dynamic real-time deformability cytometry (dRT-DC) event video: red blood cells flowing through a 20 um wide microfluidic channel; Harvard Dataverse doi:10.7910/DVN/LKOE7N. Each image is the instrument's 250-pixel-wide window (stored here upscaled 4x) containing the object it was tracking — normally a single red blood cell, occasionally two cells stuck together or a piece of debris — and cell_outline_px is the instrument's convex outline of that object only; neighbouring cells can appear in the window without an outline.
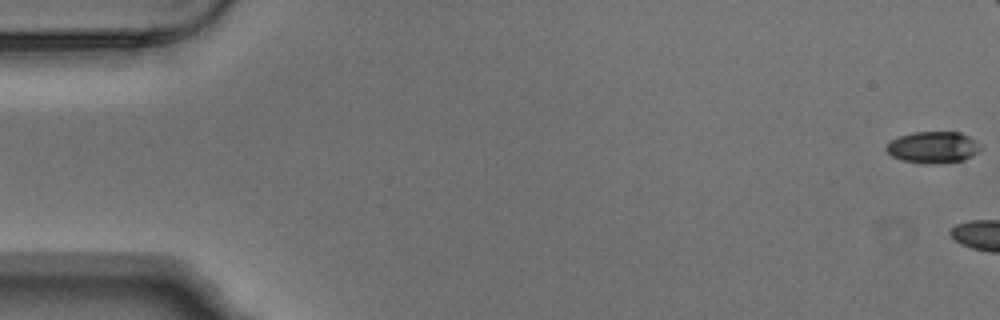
{"species": "Egyptian fruit bat (a non-hibernating species)", "species_latin": "Rousettus aegyptiacus", "temperature_condition": "warm", "stored_images_in_passage": 7, "camera_frame_rate_fps": 3000, "um_per_image_px": 0.085, "animal": {"sex": "male"}, "frame": {"image": 1, "passage_image": 1, "time_ms": 0.0, "image_size_px": [1000, 320], "cell_outline_px": [[984, 148], [972, 156], [964, 160], [936, 164], [924, 164], [900, 160], [892, 156], [884, 148], [892, 140], [900, 136], [912, 132], [960, 132], [976, 140]], "centroid_in_image_um": [79.34, 12.53], "position_along_channel_um": 5.7, "area_um2": 17.57}}
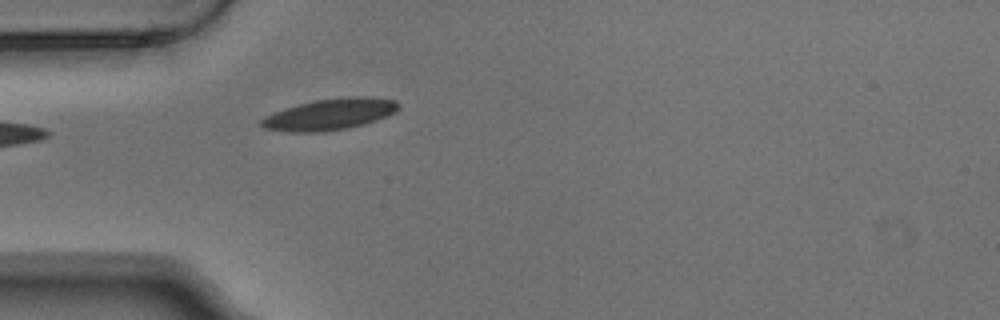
{"frame": {"image": 2, "passage_image": 7, "time_ms": 2.0, "image_size_px": [1000, 320], "cell_outline_px": [[400, 108], [396, 112], [376, 120], [344, 128], [316, 132], [292, 132], [264, 128], [260, 124], [260, 120], [264, 116], [284, 108], [316, 100], [348, 96], [372, 96], [396, 100], [400, 104]], "centroid_in_image_um": [28.06, 9.69], "position_along_channel_um": 56.9, "area_um2": 24.85}}